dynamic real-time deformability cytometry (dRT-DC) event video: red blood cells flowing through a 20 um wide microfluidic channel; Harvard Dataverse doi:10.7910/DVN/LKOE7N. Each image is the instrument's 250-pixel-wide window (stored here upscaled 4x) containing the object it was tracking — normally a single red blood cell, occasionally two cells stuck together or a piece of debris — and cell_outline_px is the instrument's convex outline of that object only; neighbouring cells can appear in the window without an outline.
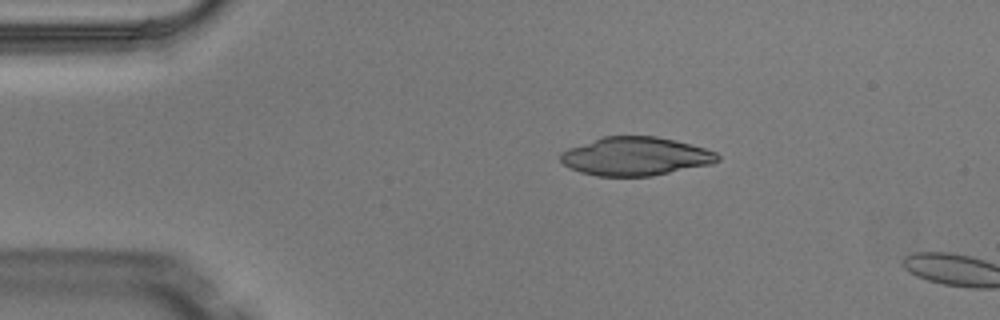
{"species": "Egyptian fruit bat (a non-hibernating species)", "species_latin": "Rousettus aegyptiacus", "temperature_condition": "warm", "stored_images_in_passage": 2, "camera_frame_rate_fps": 3000, "um_per_image_px": 0.085, "animal": {"sex": "male"}, "frame": {"image": 1, "passage_image": 1, "time_ms": 0.0, "image_size_px": [1000, 320], "cell_outline_px": [[720, 160], [712, 164], [652, 176], [596, 176], [580, 172], [564, 164], [560, 160], [560, 152], [568, 148], [604, 136], [656, 136], [704, 148], [716, 152], [720, 156]], "centroid_in_image_um": [54.01, 13.29], "position_along_channel_um": 31.0, "area_um2": 35.08}}